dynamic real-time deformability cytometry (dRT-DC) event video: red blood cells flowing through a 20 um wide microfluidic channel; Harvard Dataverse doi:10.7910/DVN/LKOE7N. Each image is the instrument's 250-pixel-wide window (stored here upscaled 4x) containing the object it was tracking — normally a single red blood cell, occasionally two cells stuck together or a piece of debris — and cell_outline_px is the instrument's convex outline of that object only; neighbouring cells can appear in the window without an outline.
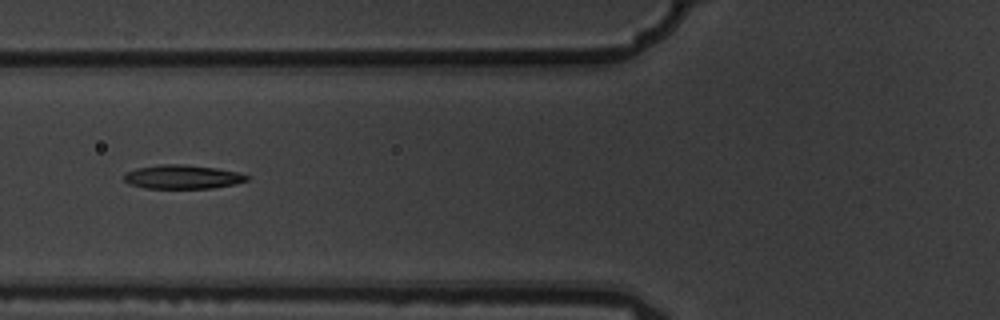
{"species": "common noctule bat (a hibernating species)", "species_latin": "Nyctalus noctula", "temperature_condition": "warm", "stored_images_in_passage": 10, "camera_frame_rate_fps": 3000, "um_per_image_px": 0.085, "animal": {"sex": "male", "body_mass_g": 19.5, "forearm_length_mm": 54.6}, "frame": {"image": 1, "passage_image": 5, "time_ms": 1.333, "image_size_px": [1000, 320], "cell_outline_px": [[248, 180], [236, 184], [212, 188], [144, 188], [132, 184], [124, 180], [124, 172], [136, 168], [160, 164], [184, 164], [216, 168], [236, 172], [248, 176]], "centroid_in_image_um": [15.49, 15.03], "position_along_channel_um": 110.3, "area_um2": 17.05}}
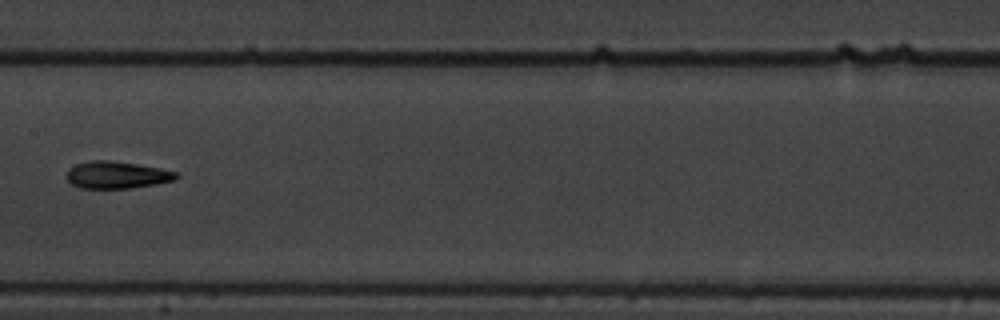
{"frame": {"image": 2, "passage_image": 7, "time_ms": 2.0, "image_size_px": [1000, 320], "cell_outline_px": [[180, 176], [176, 180], [156, 184], [128, 188], [80, 188], [72, 184], [64, 176], [68, 168], [76, 164], [92, 160], [108, 160], [136, 164], [160, 168], [176, 172]], "centroid_in_image_um": [9.91, 14.87], "position_along_channel_um": 197.5, "area_um2": 17.4}}
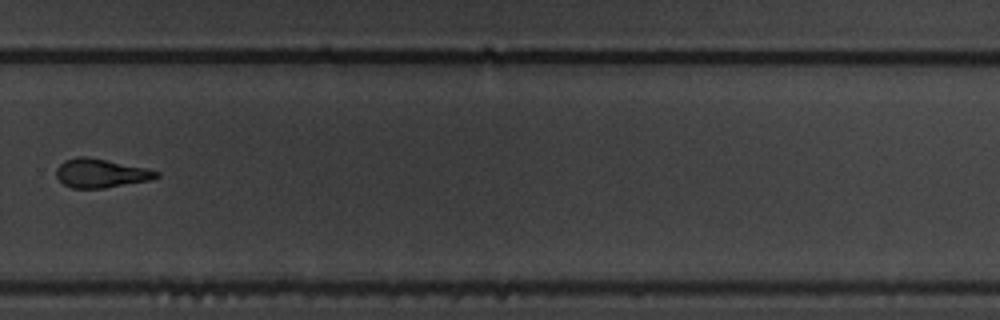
{"frame": {"image": 3, "passage_image": 10, "time_ms": 3.0, "image_size_px": [1000, 320], "cell_outline_px": [[160, 176], [148, 180], [104, 188], [72, 188], [64, 184], [56, 176], [56, 168], [64, 160], [76, 156], [84, 156], [148, 168], [160, 172]], "centroid_in_image_um": [8.55, 14.71], "position_along_channel_um": 321.2, "area_um2": 16.7}}